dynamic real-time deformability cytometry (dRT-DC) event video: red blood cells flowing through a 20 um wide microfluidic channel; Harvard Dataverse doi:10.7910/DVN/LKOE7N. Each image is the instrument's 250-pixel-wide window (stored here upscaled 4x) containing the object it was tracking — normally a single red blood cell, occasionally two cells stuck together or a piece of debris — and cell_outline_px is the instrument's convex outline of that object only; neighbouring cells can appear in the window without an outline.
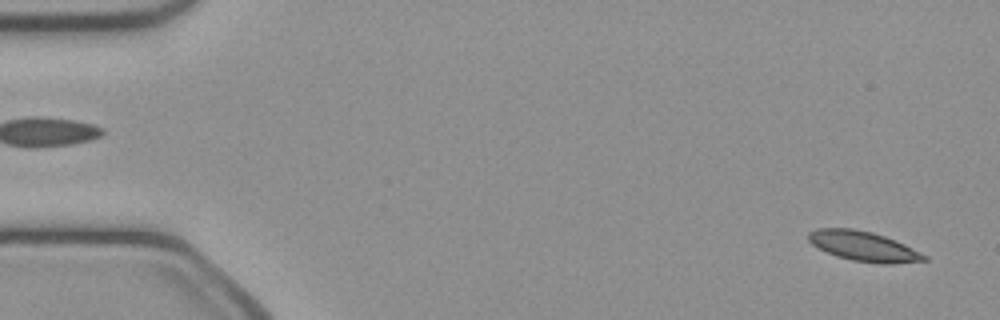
{"species": "common noctule bat (a hibernating species)", "species_latin": "Nyctalus noctula", "temperature_condition": "cold", "stored_images_in_passage": 50, "camera_frame_rate_fps": 3000, "um_per_image_px": 0.085, "animal": {"sex": "female", "body_mass_g": 21.9}, "frame": {"image": 1, "passage_image": 2, "time_ms": 0.333, "image_size_px": [1000, 320], "cell_outline_px": [[928, 260], [892, 264], [880, 264], [852, 260], [836, 256], [812, 244], [808, 240], [808, 232], [816, 228], [852, 228], [872, 232], [884, 236], [904, 244], [928, 256]], "centroid_in_image_um": [73.4, 20.93], "position_along_channel_um": 11.6, "area_um2": 20.06}}
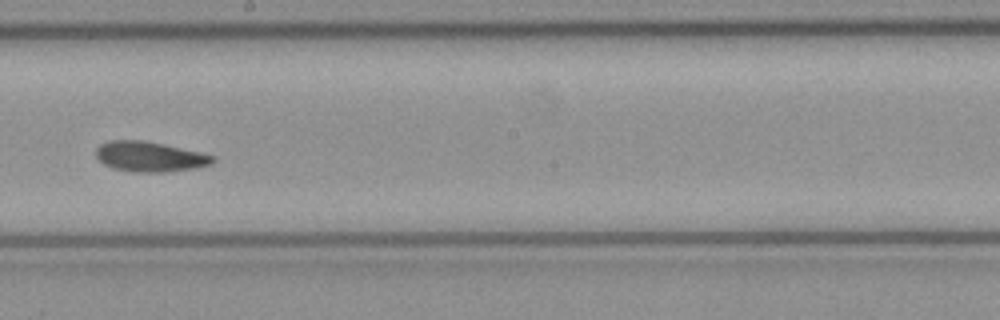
{"frame": {"image": 2, "passage_image": 28, "time_ms": 9.0, "image_size_px": [1000, 320], "cell_outline_px": [[216, 160], [212, 164], [196, 168], [164, 172], [140, 172], [112, 168], [104, 164], [96, 156], [96, 148], [100, 144], [108, 140], [144, 140], [200, 152], [216, 156]], "centroid_in_image_um": [12.75, 13.31], "position_along_channel_um": 235.5, "area_um2": 20.52}}
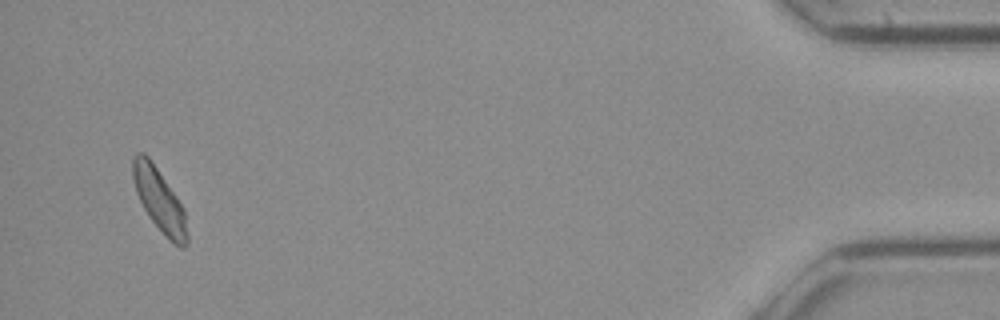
{"frame": {"image": 3, "passage_image": 48, "time_ms": 15.667, "image_size_px": [1000, 320], "cell_outline_px": [[188, 244], [184, 248], [180, 248], [152, 220], [144, 208], [136, 192], [132, 176], [132, 156], [136, 152], [144, 152], [148, 156], [176, 196], [184, 208], [188, 236]], "centroid_in_image_um": [13.54, 16.96], "position_along_channel_um": 421.7, "area_um2": 19.48}, "authors_computed_cell_mechanics": {"area_um2": 20.0566, "velocity_mm_per_s": 4.0627, "shape_relaxation_time_tau1_ms": null, "shape_relaxation_time_tau2_ms": 5.8727, "deformation_change_tau1": null, "deformation_change_tau2": 0.1252}}